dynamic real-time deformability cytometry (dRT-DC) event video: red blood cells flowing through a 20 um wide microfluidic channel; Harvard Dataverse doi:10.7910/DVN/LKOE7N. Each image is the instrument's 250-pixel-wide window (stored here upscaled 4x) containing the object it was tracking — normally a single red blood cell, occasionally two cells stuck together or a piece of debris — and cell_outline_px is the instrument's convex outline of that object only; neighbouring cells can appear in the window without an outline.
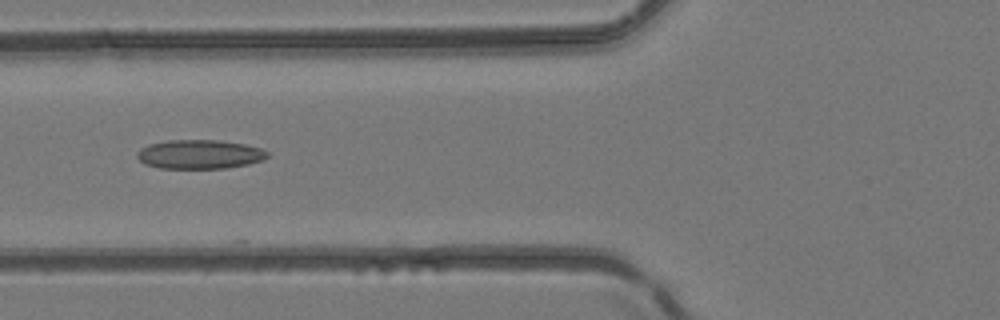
{"species": "common noctule bat (a hibernating species)", "species_latin": "Nyctalus noctula", "temperature_condition": "room temperature", "stored_images_in_passage": 7, "camera_frame_rate_fps": 3000, "um_per_image_px": 0.085, "animal": {"sex": "female", "body_mass_g": 24.6, "forearm_length_mm": 56.2}, "frame": {"image": 1, "passage_image": 7, "time_ms": 2.0, "image_size_px": [1000, 320], "cell_outline_px": [[268, 156], [264, 160], [248, 164], [224, 168], [160, 168], [144, 164], [136, 156], [136, 152], [140, 148], [148, 144], [168, 140], [220, 140], [244, 144], [260, 148], [268, 152]], "centroid_in_image_um": [16.94, 13.11], "position_along_channel_um": 108.9, "area_um2": 22.14}}